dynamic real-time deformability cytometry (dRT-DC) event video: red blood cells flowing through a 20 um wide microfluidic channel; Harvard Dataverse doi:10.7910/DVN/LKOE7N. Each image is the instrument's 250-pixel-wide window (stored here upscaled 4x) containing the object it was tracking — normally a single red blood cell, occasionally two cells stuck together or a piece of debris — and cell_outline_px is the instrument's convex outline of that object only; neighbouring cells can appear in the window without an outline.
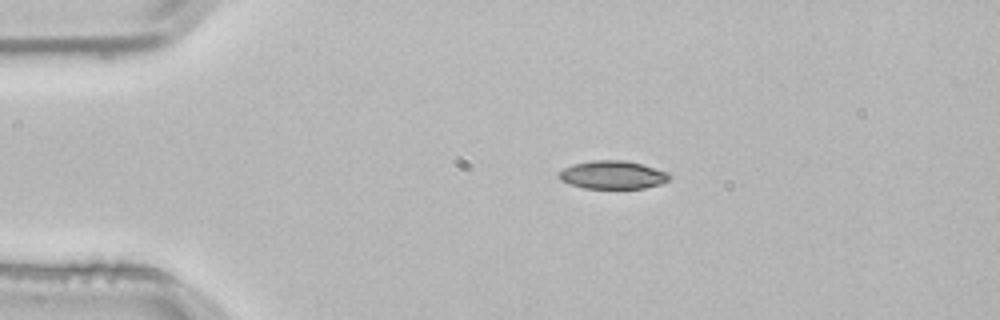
{"species": "common noctule bat (a hibernating species)", "species_latin": "Nyctalus noctula", "temperature_condition": "room temperature", "stored_images_in_passage": 2, "camera_frame_rate_fps": 3000, "um_per_image_px": 0.085, "animal": {"sex": "male", "body_mass_g": 21.5, "forearm_length_mm": 52.0}, "frame": {"image": 1, "passage_image": 1, "time_ms": 0.0, "image_size_px": [1000, 320], "cell_outline_px": [[672, 176], [668, 180], [660, 184], [644, 188], [584, 188], [560, 180], [556, 176], [564, 168], [576, 164], [592, 160], [628, 160], [668, 172]], "centroid_in_image_um": [52.1, 14.86], "position_along_channel_um": 32.9, "area_um2": 18.03}}